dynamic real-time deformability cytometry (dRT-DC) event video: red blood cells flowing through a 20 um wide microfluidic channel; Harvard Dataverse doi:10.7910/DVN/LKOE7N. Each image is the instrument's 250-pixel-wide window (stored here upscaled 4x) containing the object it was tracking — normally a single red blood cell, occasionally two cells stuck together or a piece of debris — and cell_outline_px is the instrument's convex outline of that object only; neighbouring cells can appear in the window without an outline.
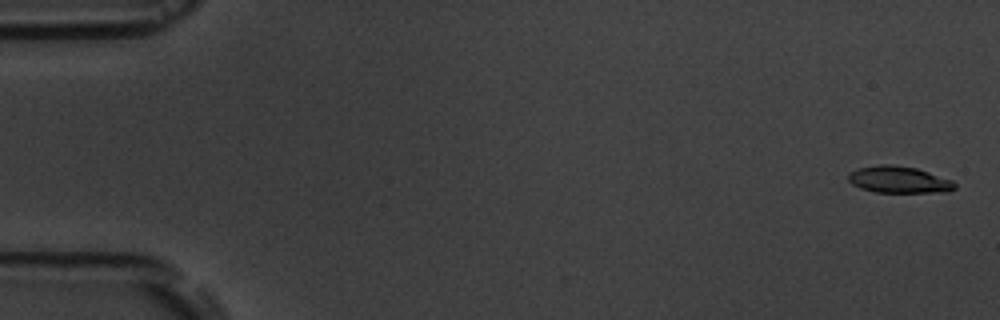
{"species": "common noctule bat (a hibernating species)", "species_latin": "Nyctalus noctula", "temperature_condition": "room temperature", "stored_images_in_passage": 5, "camera_frame_rate_fps": 3000, "um_per_image_px": 0.085, "animal": {"sex": "male", "body_mass_g": 19.5, "forearm_length_mm": 54.6}, "frame": {"image": 1, "passage_image": 1, "time_ms": 0.0, "image_size_px": [1000, 320], "cell_outline_px": [[956, 188], [948, 192], [876, 192], [860, 188], [852, 184], [848, 180], [848, 172], [856, 168], [880, 164], [892, 164], [916, 168], [952, 180], [956, 184]], "centroid_in_image_um": [76.38, 15.26], "position_along_channel_um": 8.6, "area_um2": 16.7}}